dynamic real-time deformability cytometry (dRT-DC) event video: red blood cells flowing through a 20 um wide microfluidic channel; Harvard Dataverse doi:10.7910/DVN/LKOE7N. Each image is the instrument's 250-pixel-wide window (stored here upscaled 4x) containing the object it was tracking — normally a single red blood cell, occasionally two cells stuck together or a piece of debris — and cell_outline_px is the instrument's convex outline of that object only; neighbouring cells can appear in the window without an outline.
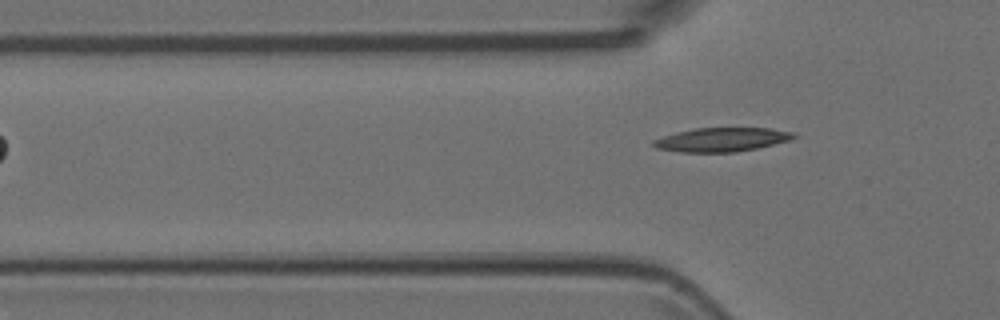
{"species": "Egyptian fruit bat (a non-hibernating species)", "species_latin": "Rousettus aegyptiacus", "temperature_condition": "room temperature", "stored_images_in_passage": 6, "camera_frame_rate_fps": 3000, "um_per_image_px": 0.085, "animal": {"sex": "female"}, "frame": {"image": 1, "passage_image": 6, "time_ms": 1.667, "image_size_px": [1000, 320], "cell_outline_px": [[800, 136], [788, 140], [756, 148], [736, 152], [680, 152], [656, 148], [652, 144], [652, 140], [676, 132], [696, 128], [772, 128], [792, 132]], "centroid_in_image_um": [61.34, 11.86], "position_along_channel_um": 64.5, "area_um2": 19.48}}